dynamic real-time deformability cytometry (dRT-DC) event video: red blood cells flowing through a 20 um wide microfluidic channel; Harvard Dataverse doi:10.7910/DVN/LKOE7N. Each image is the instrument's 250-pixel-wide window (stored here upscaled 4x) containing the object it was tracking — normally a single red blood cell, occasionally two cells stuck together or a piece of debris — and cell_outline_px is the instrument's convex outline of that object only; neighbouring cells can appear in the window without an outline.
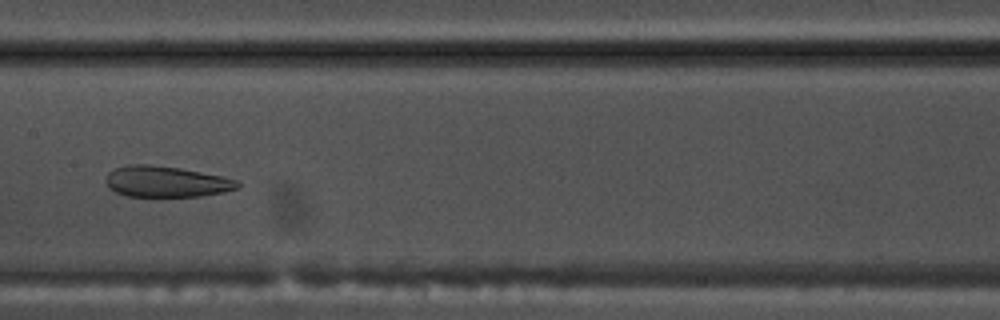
{"species": "common noctule bat (a hibernating species)", "species_latin": "Nyctalus noctula", "temperature_condition": "warm", "stored_images_in_passage": 44, "camera_frame_rate_fps": 3000, "um_per_image_px": 0.085, "animal": {"sex": "male", "body_mass_g": 17.5, "forearm_length_mm": 52.3}, "frame": {"image": 1, "passage_image": 18, "time_ms": 5.667, "image_size_px": [1000, 320], "cell_outline_px": [[240, 184], [236, 188], [224, 192], [200, 196], [128, 196], [116, 192], [108, 188], [104, 180], [108, 172], [116, 168], [128, 164], [148, 164], [180, 168], [220, 176], [236, 180]], "centroid_in_image_um": [14.06, 15.43], "position_along_channel_um": 193.3, "area_um2": 23.64}}
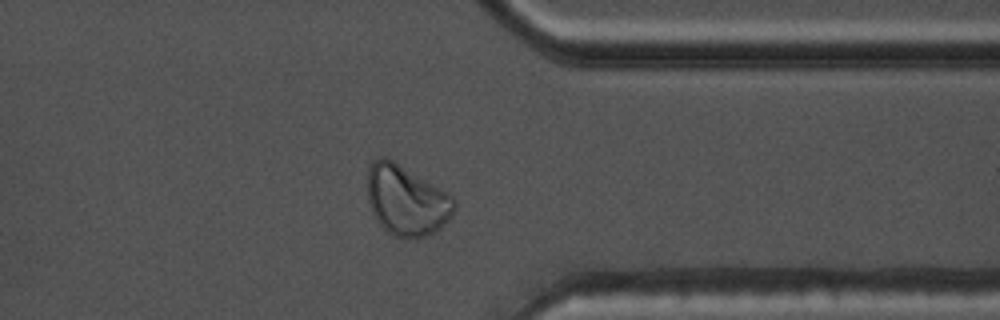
{"frame": {"image": 2, "passage_image": 33, "time_ms": 10.667, "image_size_px": [1000, 320], "cell_outline_px": [[456, 208], [448, 220], [440, 228], [424, 236], [408, 240], [392, 236], [380, 224], [372, 212], [368, 200], [368, 168], [380, 156], [384, 156], [392, 160], [448, 192], [456, 200]], "centroid_in_image_um": [34.56, 17.05], "position_along_channel_um": 376.8, "area_um2": 35.43}}
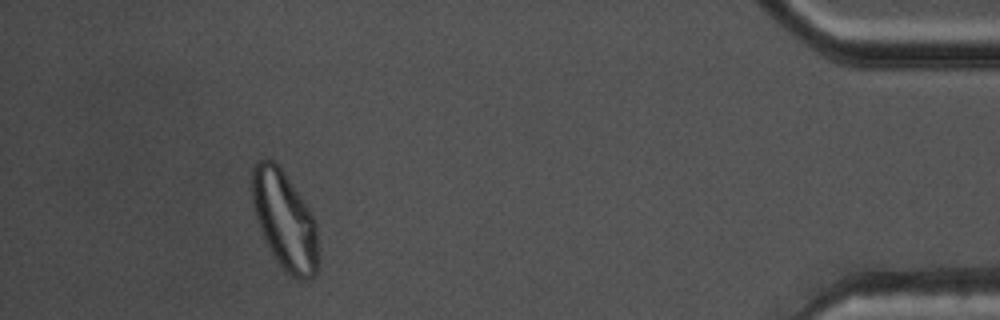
{"frame": {"image": 3, "passage_image": 40, "time_ms": 13.0, "image_size_px": [1000, 320], "cell_outline_px": [[316, 276], [308, 280], [300, 280], [288, 272], [280, 264], [272, 252], [260, 228], [252, 204], [252, 168], [256, 160], [264, 156], [272, 160], [280, 168], [304, 200], [312, 212], [316, 220]], "centroid_in_image_um": [24.18, 18.66], "position_along_channel_um": 411.0, "area_um2": 37.34}}